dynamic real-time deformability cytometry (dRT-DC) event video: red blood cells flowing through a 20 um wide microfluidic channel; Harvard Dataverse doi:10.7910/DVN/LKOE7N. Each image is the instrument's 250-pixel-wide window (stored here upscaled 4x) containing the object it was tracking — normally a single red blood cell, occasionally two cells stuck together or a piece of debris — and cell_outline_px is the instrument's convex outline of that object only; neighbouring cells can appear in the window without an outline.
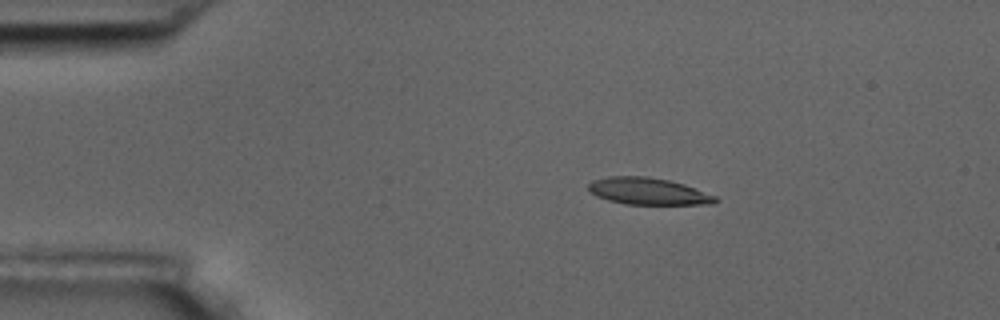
{"species": "common noctule bat (a hibernating species)", "species_latin": "Nyctalus noctula", "temperature_condition": "room temperature", "stored_images_in_passage": 6, "camera_frame_rate_fps": 3000, "um_per_image_px": 0.085, "animal": {"sex": "male", "body_mass_g": 17.5, "forearm_length_mm": 52.3}, "frame": {"image": 1, "passage_image": 3, "time_ms": 2.333, "image_size_px": [1000, 320], "cell_outline_px": [[720, 200], [712, 204], [624, 204], [608, 200], [596, 196], [588, 192], [588, 184], [592, 180], [608, 176], [648, 176], [668, 180], [684, 184], [716, 196]], "centroid_in_image_um": [55.06, 16.25], "position_along_channel_um": 29.9, "area_um2": 20.0}}
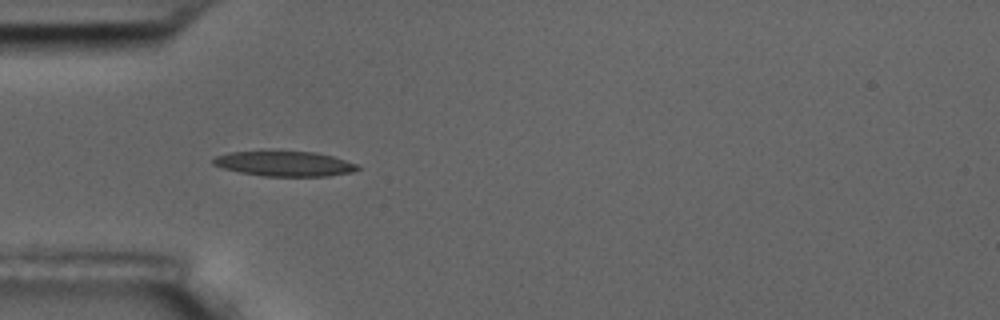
{"frame": {"image": 2, "passage_image": 5, "time_ms": 4.667, "image_size_px": [1000, 320], "cell_outline_px": [[360, 168], [352, 172], [328, 176], [264, 176], [240, 172], [224, 168], [212, 164], [212, 160], [216, 156], [228, 152], [316, 152], [332, 156], [356, 164]], "centroid_in_image_um": [24.18, 13.92], "position_along_channel_um": 60.8, "area_um2": 20.69}}